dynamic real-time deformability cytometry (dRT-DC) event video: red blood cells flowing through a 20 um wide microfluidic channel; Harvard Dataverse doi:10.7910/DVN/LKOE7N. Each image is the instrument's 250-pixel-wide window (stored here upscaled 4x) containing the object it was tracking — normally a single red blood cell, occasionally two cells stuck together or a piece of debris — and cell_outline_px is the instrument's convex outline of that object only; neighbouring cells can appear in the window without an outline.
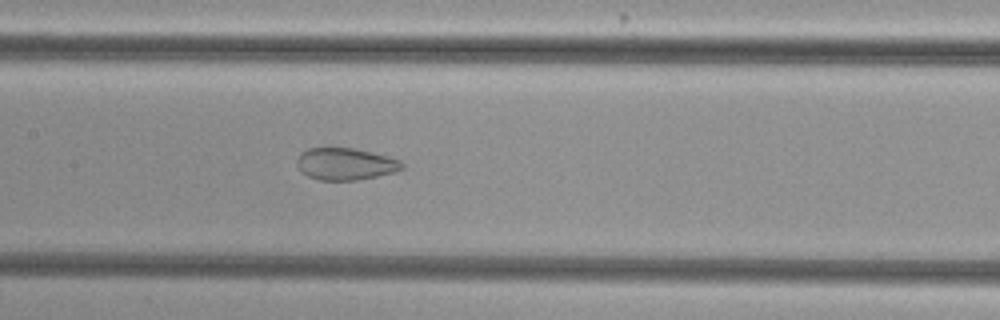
{"species": "common noctule bat (a hibernating species)", "species_latin": "Nyctalus noctula", "temperature_condition": "cold", "stored_images_in_passage": 38, "camera_frame_rate_fps": 3000, "um_per_image_px": 0.085, "animal": {"sex": "female", "body_mass_g": 29.2, "forearm_length_mm": 56.3}, "frame": {"image": 1, "passage_image": 11, "time_ms": 3.333, "image_size_px": [1000, 320], "cell_outline_px": [[404, 168], [396, 172], [356, 180], [320, 180], [308, 176], [300, 172], [296, 164], [296, 160], [300, 152], [308, 148], [352, 148], [372, 152], [388, 156], [400, 160], [404, 164]], "centroid_in_image_um": [29.35, 13.93], "position_along_channel_um": 178.1, "area_um2": 19.77}}
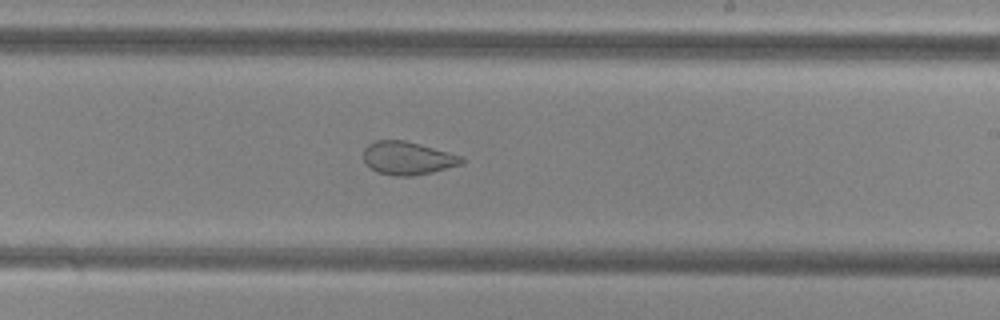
{"frame": {"image": 2, "passage_image": 17, "time_ms": 5.333, "image_size_px": [1000, 320], "cell_outline_px": [[464, 164], [432, 172], [412, 176], [396, 176], [376, 172], [364, 160], [364, 148], [368, 144], [376, 140], [404, 140], [420, 144], [464, 156]], "centroid_in_image_um": [34.69, 13.44], "position_along_channel_um": 254.3, "area_um2": 19.02}}
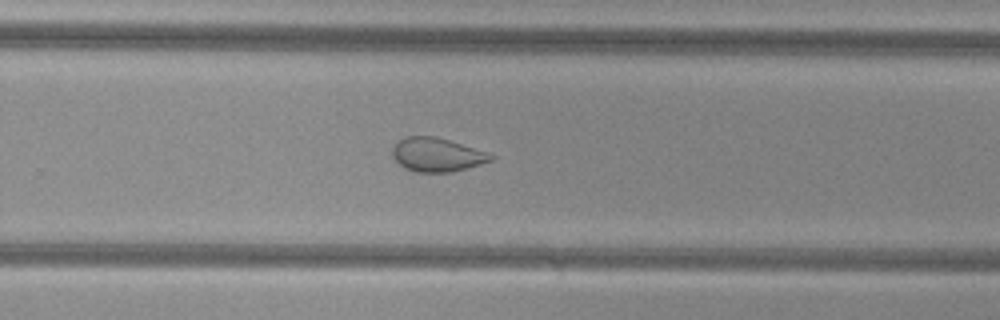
{"frame": {"image": 3, "passage_image": 20, "time_ms": 6.333, "image_size_px": [1000, 320], "cell_outline_px": [[496, 156], [492, 160], [468, 168], [452, 172], [416, 172], [404, 168], [392, 156], [392, 148], [400, 140], [408, 136], [436, 136]], "centroid_in_image_um": [37.11, 13.16], "position_along_channel_um": 292.7, "area_um2": 19.07}, "authors_computed_cell_mechanics": {"area_um2": 21.9062, "velocity_mm_per_s": 3.8298, "shape_relaxation_time_tau1_ms": null, "shape_relaxation_time_tau2_ms": 1.5613, "deformation_change_tau1": null, "deformation_change_tau2": 0.0801}}